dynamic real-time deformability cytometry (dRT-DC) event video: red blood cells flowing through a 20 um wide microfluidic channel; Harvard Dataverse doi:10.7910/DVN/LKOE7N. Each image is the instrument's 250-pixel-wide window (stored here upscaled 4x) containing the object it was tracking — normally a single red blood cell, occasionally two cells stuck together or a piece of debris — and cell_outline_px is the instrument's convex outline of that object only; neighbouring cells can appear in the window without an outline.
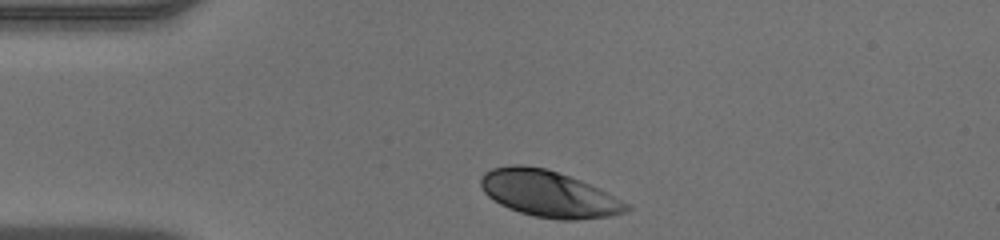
{"species": "human", "species_latin": "Homo sapiens", "temperature_condition": "warm", "stored_images_in_passage": 30, "camera_frame_rate_fps": 3000, "um_per_image_px": 0.085, "donor": {"sex": "male"}, "frame": {"image": 1, "passage_image": 1, "time_ms": 0.0, "image_size_px": [1000, 240], "cell_outline_px": [[632, 208], [628, 212], [612, 216], [576, 220], [560, 220], [536, 216], [520, 212], [508, 208], [500, 204], [488, 196], [484, 192], [480, 184], [480, 176], [484, 172], [492, 168], [512, 164], [520, 164], [544, 168], [580, 180], [632, 204]], "centroid_in_image_um": [46.66, 16.48], "position_along_channel_um": 38.3, "area_um2": 39.48}}
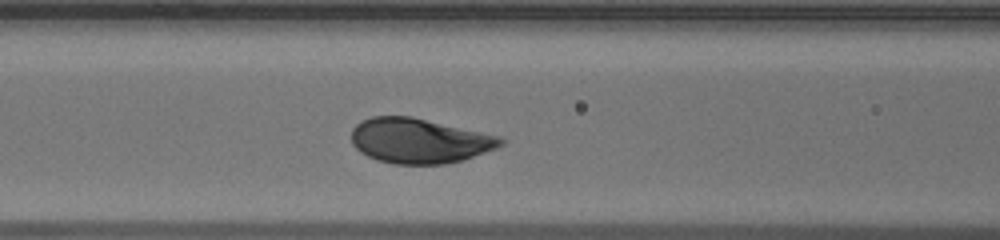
{"frame": {"image": 2, "passage_image": 10, "time_ms": 3.0, "image_size_px": [1000, 240], "cell_outline_px": [[504, 144], [496, 148], [464, 160], [444, 164], [392, 164], [376, 160], [360, 152], [352, 144], [352, 128], [360, 120], [372, 116], [412, 116], [504, 136]], "centroid_in_image_um": [35.67, 11.95], "position_along_channel_um": 130.9, "area_um2": 39.71}}
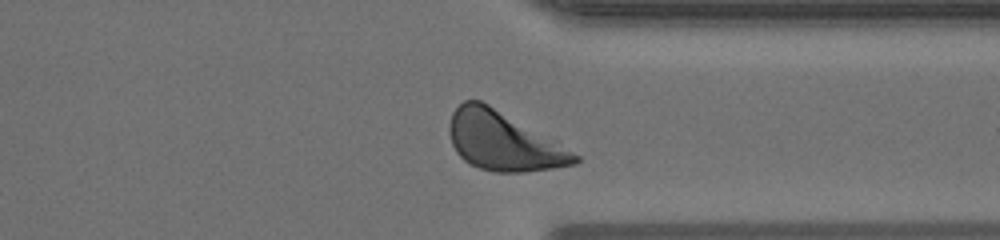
{"frame": {"image": 3, "passage_image": 27, "time_ms": 8.667, "image_size_px": [1000, 240], "cell_outline_px": [[580, 160], [576, 164], [552, 168], [524, 172], [496, 172], [480, 168], [468, 164], [456, 152], [452, 144], [448, 132], [448, 124], [452, 112], [464, 100], [480, 100], [488, 104], [556, 140], [580, 156]], "centroid_in_image_um": [42.78, 12.0], "position_along_channel_um": 368.6, "area_um2": 43.0}}